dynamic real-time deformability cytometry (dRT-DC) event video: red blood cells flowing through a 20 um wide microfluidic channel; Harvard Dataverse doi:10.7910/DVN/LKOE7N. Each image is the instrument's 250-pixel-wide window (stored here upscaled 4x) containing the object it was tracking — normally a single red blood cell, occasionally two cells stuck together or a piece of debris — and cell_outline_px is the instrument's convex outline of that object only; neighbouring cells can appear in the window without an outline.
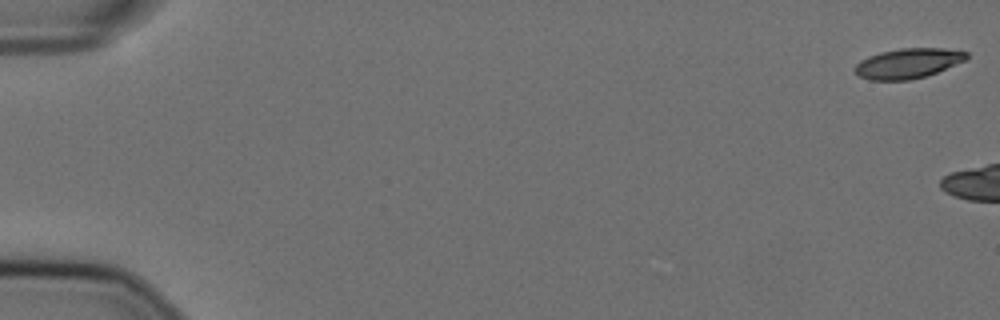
{"species": "Egyptian fruit bat (a non-hibernating species)", "species_latin": "Rousettus aegyptiacus", "temperature_condition": "cold", "stored_images_in_passage": 6, "camera_frame_rate_fps": 3000, "um_per_image_px": 0.085, "animal": {"sex": "female"}, "frame": {"image": 1, "passage_image": 1, "time_ms": 0.0, "image_size_px": [1000, 320], "cell_outline_px": [[968, 60], [928, 76], [908, 80], [868, 80], [860, 76], [856, 72], [856, 64], [860, 60], [868, 56], [880, 52], [900, 48], [944, 48], [968, 52]], "centroid_in_image_um": [77.23, 5.38], "position_along_channel_um": 7.8, "area_um2": 19.71}}